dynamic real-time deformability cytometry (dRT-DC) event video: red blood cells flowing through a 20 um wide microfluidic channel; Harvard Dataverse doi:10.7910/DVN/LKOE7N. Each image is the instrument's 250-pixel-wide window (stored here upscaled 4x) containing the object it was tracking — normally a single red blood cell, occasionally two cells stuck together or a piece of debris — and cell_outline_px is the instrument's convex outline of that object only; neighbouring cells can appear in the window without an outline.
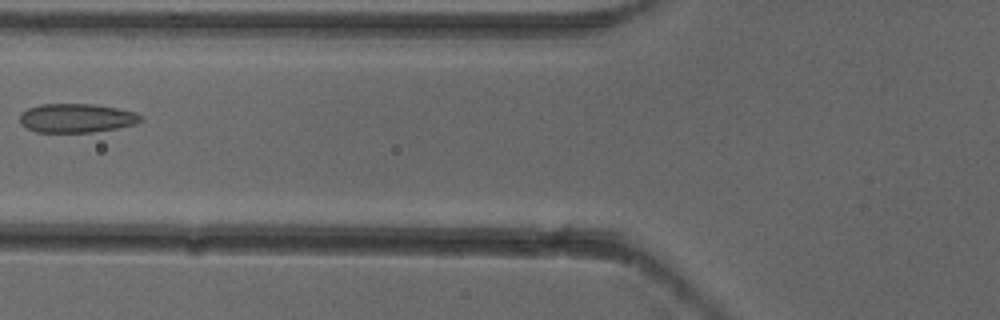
{"species": "common noctule bat (a hibernating species)", "species_latin": "Nyctalus noctula", "temperature_condition": "cold", "stored_images_in_passage": 3, "camera_frame_rate_fps": 3000, "um_per_image_px": 0.085, "animal": {"sex": "female"}, "frame": {"image": 1, "passage_image": 2, "time_ms": 0.333, "image_size_px": [1000, 320], "cell_outline_px": [[144, 120], [136, 124], [116, 128], [92, 132], [36, 132], [20, 124], [20, 112], [28, 108], [40, 104], [92, 104], [120, 108], [136, 112], [144, 116]], "centroid_in_image_um": [6.54, 10.03], "position_along_channel_um": 119.3, "area_um2": 20.63}}
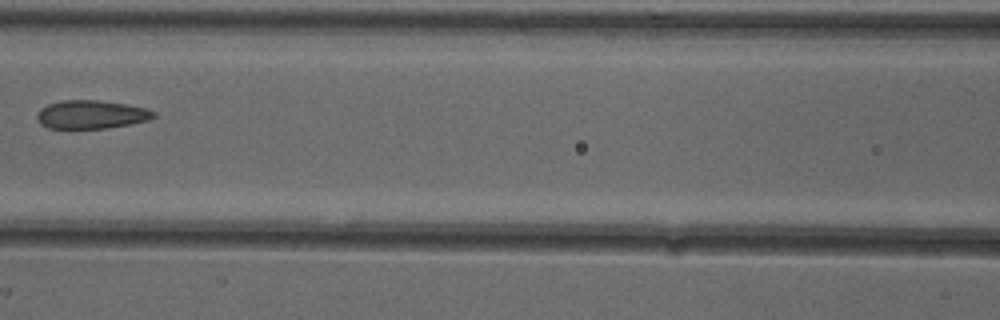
{"frame": {"image": 2, "passage_image": 3, "time_ms": 0.667, "image_size_px": [1000, 320], "cell_outline_px": [[156, 116], [148, 120], [128, 124], [104, 128], [48, 128], [40, 124], [36, 116], [40, 108], [48, 104], [64, 100], [96, 100], [124, 104], [148, 108], [156, 112]], "centroid_in_image_um": [7.75, 9.73], "position_along_channel_um": 158.9, "area_um2": 19.19}}